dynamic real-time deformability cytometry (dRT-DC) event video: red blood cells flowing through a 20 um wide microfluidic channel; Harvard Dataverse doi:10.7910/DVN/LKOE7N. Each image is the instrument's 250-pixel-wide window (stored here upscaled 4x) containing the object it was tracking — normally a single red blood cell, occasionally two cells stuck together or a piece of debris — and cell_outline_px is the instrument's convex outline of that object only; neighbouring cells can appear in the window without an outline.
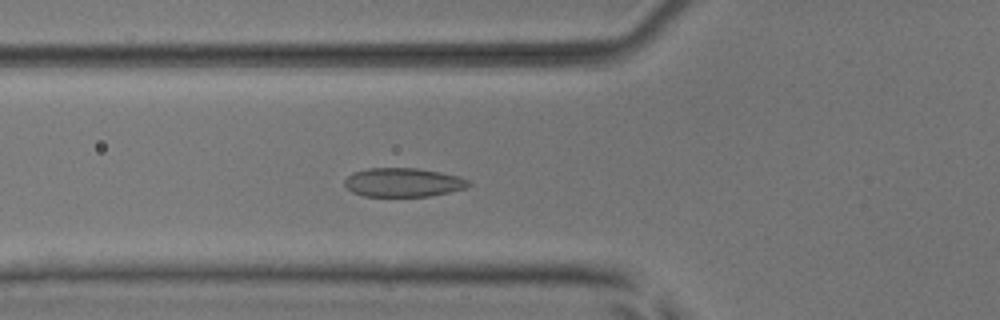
{"species": "common noctule bat (a hibernating species)", "species_latin": "Nyctalus noctula", "temperature_condition": "room temperature", "stored_images_in_passage": 53, "camera_frame_rate_fps": 3000, "um_per_image_px": 0.085, "animal": {"sex": "male", "body_mass_g": 17.9, "forearm_length_mm": 54.2}, "frame": {"image": 1, "passage_image": 20, "time_ms": 6.333, "image_size_px": [1000, 320], "cell_outline_px": [[472, 184], [468, 188], [428, 196], [364, 196], [352, 192], [344, 184], [344, 180], [352, 172], [368, 168], [416, 168], [440, 172], [460, 176], [468, 180]], "centroid_in_image_um": [34.28, 15.5], "position_along_channel_um": 91.5, "area_um2": 20.92}}
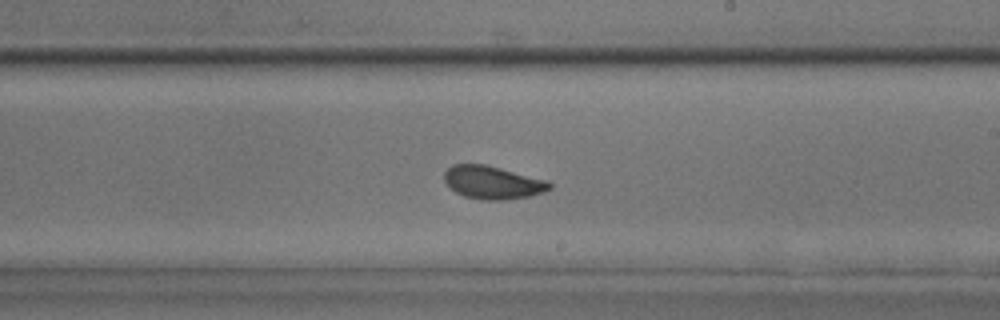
{"frame": {"image": 2, "passage_image": 32, "time_ms": 10.333, "image_size_px": [1000, 320], "cell_outline_px": [[552, 188], [544, 192], [528, 196], [508, 200], [480, 200], [464, 196], [456, 192], [444, 180], [444, 172], [452, 164], [484, 164], [548, 180], [552, 184]], "centroid_in_image_um": [41.89, 15.51], "position_along_channel_um": 247.1, "area_um2": 20.29}}
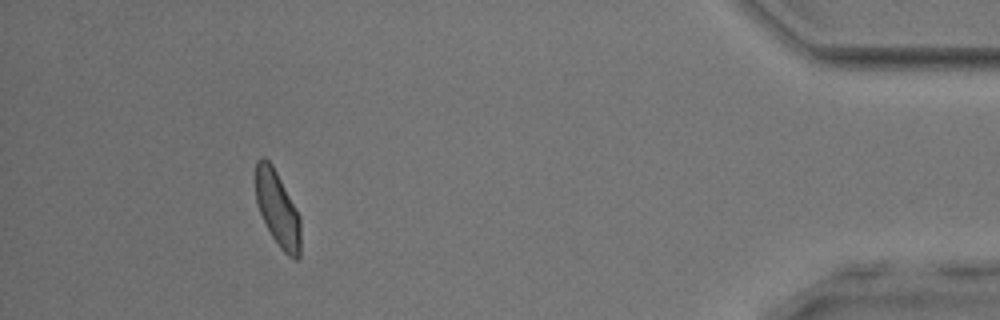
{"frame": {"image": 3, "passage_image": 49, "time_ms": 16.0, "image_size_px": [1000, 320], "cell_outline_px": [[300, 256], [296, 260], [288, 256], [280, 248], [272, 236], [260, 212], [256, 200], [256, 160], [260, 156], [264, 156], [272, 164], [296, 208], [300, 216]], "centroid_in_image_um": [23.6, 17.74], "position_along_channel_um": 411.6, "area_um2": 19.59}, "authors_computed_cell_mechanics": {"area_um2": 20.6924, "velocity_mm_per_s": 3.9077, "shape_relaxation_time_tau1_ms": 2.6063, "shape_relaxation_time_tau2_ms": 1.4609, "deformation_change_tau1": 0.1021, "deformation_change_tau2": 0.0421}}